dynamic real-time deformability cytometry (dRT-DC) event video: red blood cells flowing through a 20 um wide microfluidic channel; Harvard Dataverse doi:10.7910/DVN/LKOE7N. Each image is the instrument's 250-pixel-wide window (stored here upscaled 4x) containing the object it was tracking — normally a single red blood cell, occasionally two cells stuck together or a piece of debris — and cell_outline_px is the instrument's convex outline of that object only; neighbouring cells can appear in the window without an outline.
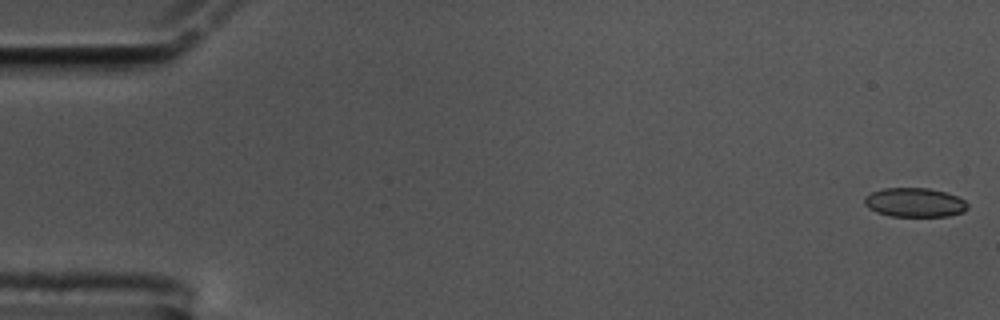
{"species": "common noctule bat (a hibernating species)", "species_latin": "Nyctalus noctula", "temperature_condition": "cold", "stored_images_in_passage": 58, "camera_frame_rate_fps": 3000, "um_per_image_px": 0.085, "animal": {"sex": "male", "body_mass_g": 17.5, "forearm_length_mm": 52.3}, "frame": {"image": 1, "passage_image": 1, "time_ms": 0.0, "image_size_px": [1000, 320], "cell_outline_px": [[968, 208], [964, 212], [948, 216], [888, 216], [876, 212], [868, 208], [864, 204], [864, 196], [872, 192], [884, 188], [928, 188], [944, 192], [956, 196], [964, 200], [968, 204]], "centroid_in_image_um": [77.73, 17.21], "position_along_channel_um": 7.3, "area_um2": 17.57}}
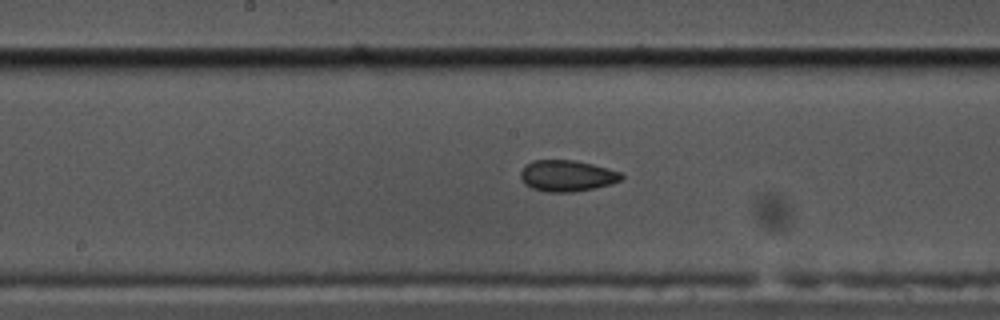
{"frame": {"image": 2, "passage_image": 30, "time_ms": 9.667, "image_size_px": [1000, 320], "cell_outline_px": [[624, 176], [620, 180], [612, 184], [596, 188], [572, 192], [548, 192], [532, 188], [524, 184], [520, 176], [520, 172], [524, 164], [532, 160], [576, 160], [608, 168], [620, 172]], "centroid_in_image_um": [48.18, 14.94], "position_along_channel_um": 200.0, "area_um2": 18.55}}
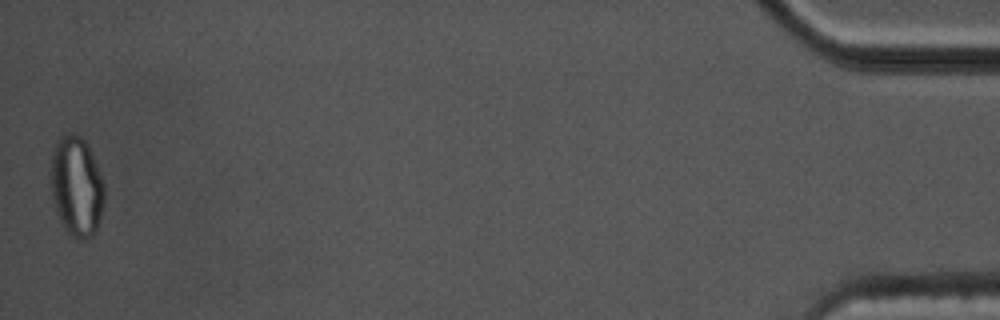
{"frame": {"image": 3, "passage_image": 58, "time_ms": 19.0, "image_size_px": [1000, 320], "cell_outline_px": [[104, 200], [96, 232], [92, 236], [84, 240], [72, 236], [64, 228], [56, 212], [52, 196], [52, 152], [56, 144], [64, 136], [72, 132], [80, 136], [84, 140], [96, 164], [104, 184]], "centroid_in_image_um": [6.52, 15.89], "position_along_channel_um": 428.7, "area_um2": 30.58}, "authors_computed_cell_mechanics": {"area_um2": 18.3515, "velocity_mm_per_s": 3.4566, "shape_relaxation_time_tau1_ms": null, "shape_relaxation_time_tau2_ms": 4.7755, "deformation_change_tau1": null, "deformation_change_tau2": 0.0848}}